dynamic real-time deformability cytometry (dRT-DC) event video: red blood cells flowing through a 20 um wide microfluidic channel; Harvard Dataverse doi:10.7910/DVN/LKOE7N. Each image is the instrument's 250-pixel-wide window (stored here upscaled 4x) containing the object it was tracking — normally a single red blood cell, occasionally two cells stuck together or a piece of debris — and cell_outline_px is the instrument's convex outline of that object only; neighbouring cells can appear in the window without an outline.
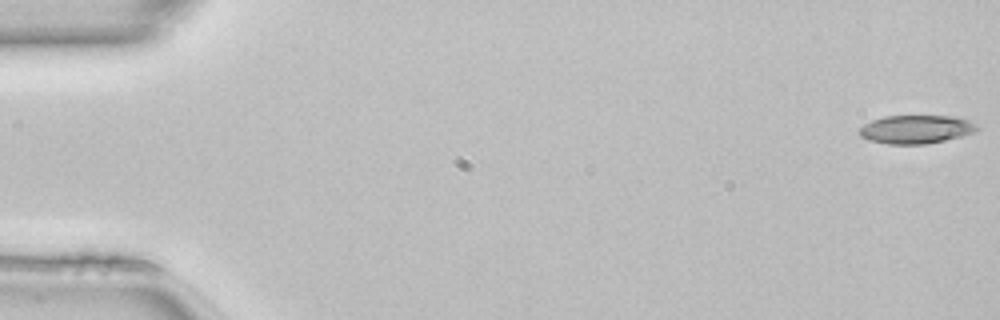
{"species": "common noctule bat (a hibernating species)", "species_latin": "Nyctalus noctula", "temperature_condition": "room temperature", "stored_images_in_passage": 50, "camera_frame_rate_fps": 3000, "um_per_image_px": 0.085, "animal": {"sex": "female", "body_mass_g": 22.7, "forearm_length_mm": 54.2}, "frame": {"image": 1, "passage_image": 1, "time_ms": 0.0, "image_size_px": [1000, 320], "cell_outline_px": [[980, 128], [976, 132], [944, 140], [924, 144], [888, 144], [868, 140], [860, 136], [860, 128], [864, 124], [872, 120], [884, 116], [956, 116], [968, 120], [976, 124]], "centroid_in_image_um": [77.87, 10.99], "position_along_channel_um": 7.1, "area_um2": 19.48}}
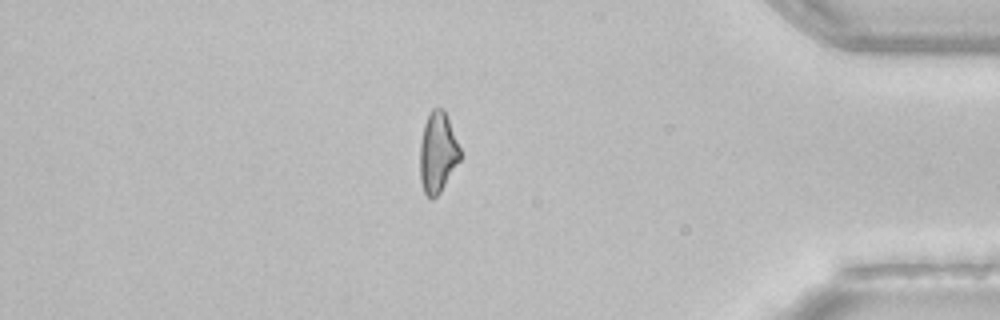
{"frame": {"image": 2, "passage_image": 43, "time_ms": 14.0, "image_size_px": [1000, 320], "cell_outline_px": [[460, 160], [440, 192], [432, 200], [424, 192], [420, 180], [420, 144], [424, 124], [428, 112], [432, 108], [444, 108], [460, 148]], "centroid_in_image_um": [37.19, 12.94], "position_along_channel_um": 398.0, "area_um2": 18.84}}
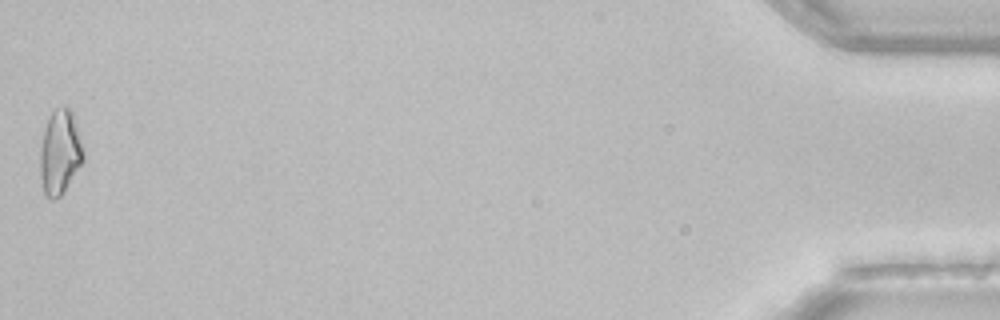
{"frame": {"image": 3, "passage_image": 50, "time_ms": 16.333, "image_size_px": [1000, 320], "cell_outline_px": [[84, 160], [64, 192], [60, 196], [52, 200], [44, 192], [40, 176], [40, 148], [44, 128], [48, 116], [56, 108], [68, 108], [72, 112], [84, 148]], "centroid_in_image_um": [5.1, 12.95], "position_along_channel_um": 430.1, "area_um2": 21.33}}